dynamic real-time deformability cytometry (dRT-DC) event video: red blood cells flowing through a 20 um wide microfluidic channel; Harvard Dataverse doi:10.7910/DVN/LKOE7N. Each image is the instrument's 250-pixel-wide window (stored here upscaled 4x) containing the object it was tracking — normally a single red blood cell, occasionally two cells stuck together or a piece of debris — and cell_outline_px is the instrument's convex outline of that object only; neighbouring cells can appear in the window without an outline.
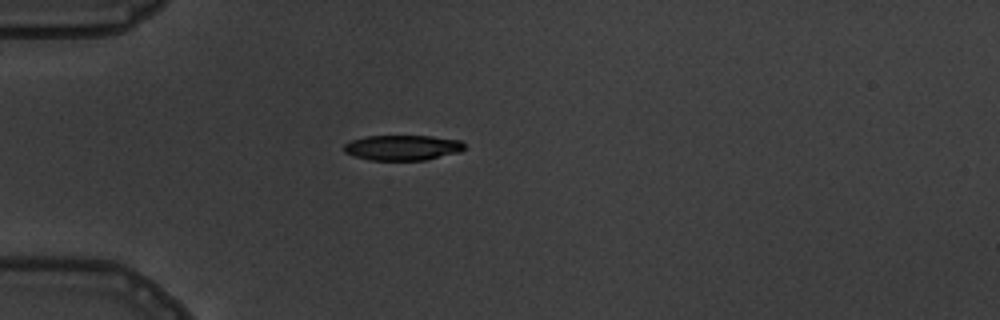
{"species": "common noctule bat (a hibernating species)", "species_latin": "Nyctalus noctula", "temperature_condition": "warm", "stored_images_in_passage": 1, "camera_frame_rate_fps": 3000, "um_per_image_px": 0.085, "animal": {"sex": "male", "body_mass_g": 19.5, "forearm_length_mm": 54.6}, "frame": {"image": 1, "passage_image": 1, "time_ms": 0.0, "image_size_px": [1000, 320], "cell_outline_px": [[464, 148], [460, 152], [424, 160], [368, 160], [344, 152], [344, 144], [352, 140], [364, 136], [432, 136], [460, 140], [464, 144]], "centroid_in_image_um": [34.21, 12.54], "position_along_channel_um": 50.8, "area_um2": 17.69}}